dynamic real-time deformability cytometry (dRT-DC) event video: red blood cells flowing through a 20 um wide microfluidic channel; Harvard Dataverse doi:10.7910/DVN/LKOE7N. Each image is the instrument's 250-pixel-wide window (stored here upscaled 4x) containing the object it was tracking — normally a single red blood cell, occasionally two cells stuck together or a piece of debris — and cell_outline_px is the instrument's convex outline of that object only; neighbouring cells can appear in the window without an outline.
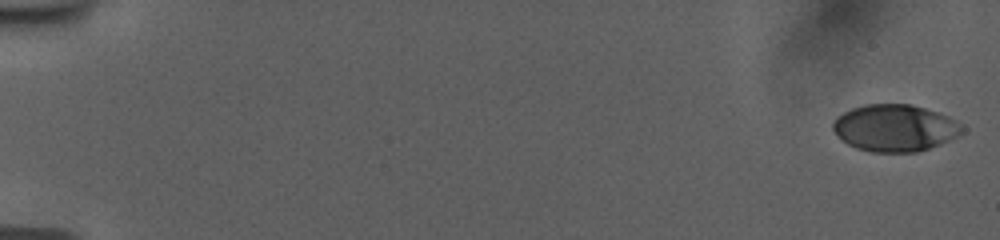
{"species": "human", "species_latin": "Homo sapiens", "temperature_condition": "room temperature", "stored_images_in_passage": 56, "camera_frame_rate_fps": 3000, "um_per_image_px": 0.085, "donor": {"sex": "female"}, "frame": {"image": 1, "passage_image": 1, "time_ms": 0.0, "image_size_px": [1000, 240], "cell_outline_px": [[964, 132], [940, 144], [916, 152], [872, 152], [856, 148], [848, 144], [832, 128], [832, 124], [836, 116], [852, 108], [864, 104], [912, 104], [948, 116], [960, 124], [964, 128]], "centroid_in_image_um": [76.05, 10.87], "position_along_channel_um": 8.9, "area_um2": 35.08}}
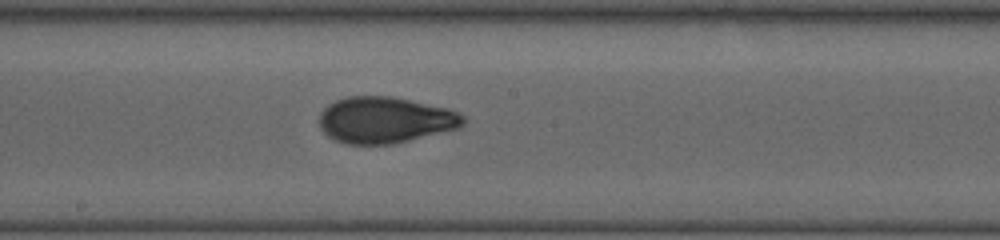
{"frame": {"image": 2, "passage_image": 32, "time_ms": 10.333, "image_size_px": [1000, 240], "cell_outline_px": [[464, 124], [460, 128], [392, 144], [348, 144], [336, 140], [328, 136], [320, 128], [320, 112], [328, 104], [336, 100], [348, 96], [392, 96], [448, 108], [460, 112], [464, 116]], "centroid_in_image_um": [32.75, 10.19], "position_along_channel_um": 215.5, "area_um2": 38.9}}
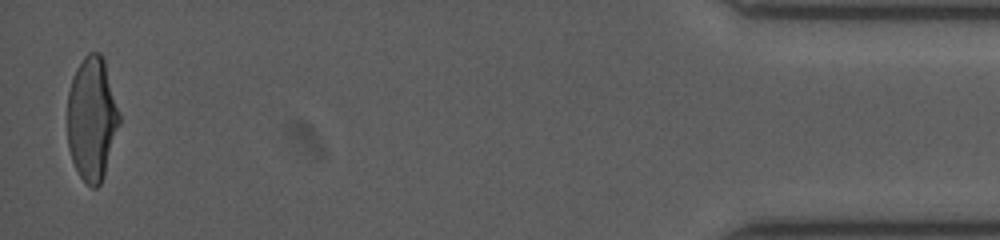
{"frame": {"image": 3, "passage_image": 55, "time_ms": 18.0, "image_size_px": [1000, 240], "cell_outline_px": [[120, 124], [104, 176], [100, 184], [96, 188], [92, 188], [80, 176], [72, 160], [68, 148], [68, 92], [72, 76], [76, 68], [84, 56], [88, 52], [100, 52], [104, 56], [120, 112]], "centroid_in_image_um": [7.83, 10.05], "position_along_channel_um": 427.4, "area_um2": 37.86}, "authors_computed_cell_mechanics": {"area_um2": 37.3966, "velocity_mm_per_s": 3.7744, "shape_relaxation_time_tau1_ms": 5.8914, "shape_relaxation_time_tau2_ms": 0.9177, "deformation_change_tau1": 0.1963, "deformation_change_tau2": 0.0631}}